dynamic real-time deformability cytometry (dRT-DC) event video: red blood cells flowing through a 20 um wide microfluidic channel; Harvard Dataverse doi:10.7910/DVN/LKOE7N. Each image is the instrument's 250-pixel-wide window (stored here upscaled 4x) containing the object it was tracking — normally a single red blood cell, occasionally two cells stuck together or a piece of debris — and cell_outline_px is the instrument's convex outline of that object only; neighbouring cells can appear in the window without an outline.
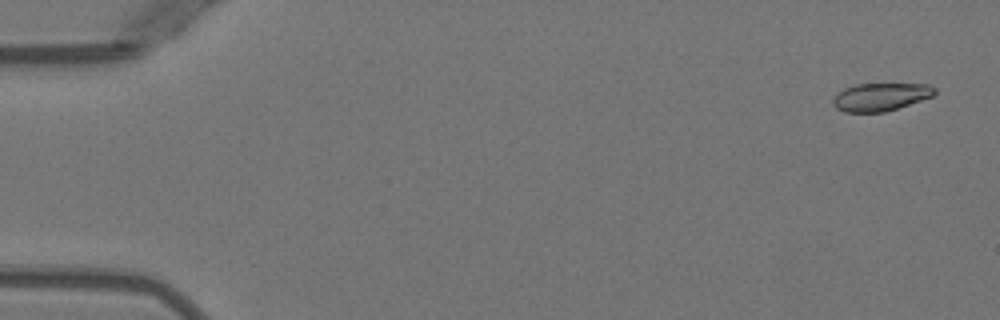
{"species": "Egyptian fruit bat (a non-hibernating species)", "species_latin": "Rousettus aegyptiacus", "temperature_condition": "warm", "stored_images_in_passage": 5, "camera_frame_rate_fps": 3000, "um_per_image_px": 0.085, "animal": {"sex": "female"}, "frame": {"image": 1, "passage_image": 1, "time_ms": 0.0, "image_size_px": [1000, 320], "cell_outline_px": [[936, 92], [932, 96], [884, 112], [844, 112], [836, 108], [832, 104], [832, 100], [844, 88], [856, 84], [928, 84], [936, 88]], "centroid_in_image_um": [74.83, 8.23], "position_along_channel_um": 10.2, "area_um2": 16.3}}
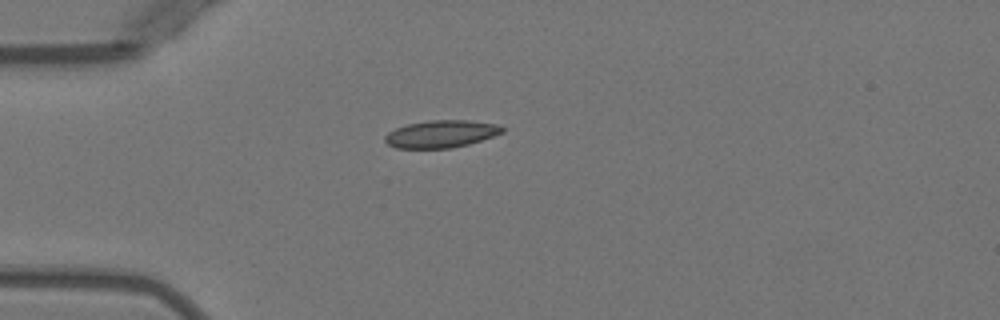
{"frame": {"image": 2, "passage_image": 4, "time_ms": 4.0, "image_size_px": [1000, 320], "cell_outline_px": [[504, 132], [468, 144], [452, 148], [396, 148], [388, 144], [384, 140], [384, 136], [388, 132], [396, 128], [408, 124], [432, 120], [468, 120], [500, 124], [504, 128]], "centroid_in_image_um": [37.5, 11.38], "position_along_channel_um": 47.5, "area_um2": 18.67}}